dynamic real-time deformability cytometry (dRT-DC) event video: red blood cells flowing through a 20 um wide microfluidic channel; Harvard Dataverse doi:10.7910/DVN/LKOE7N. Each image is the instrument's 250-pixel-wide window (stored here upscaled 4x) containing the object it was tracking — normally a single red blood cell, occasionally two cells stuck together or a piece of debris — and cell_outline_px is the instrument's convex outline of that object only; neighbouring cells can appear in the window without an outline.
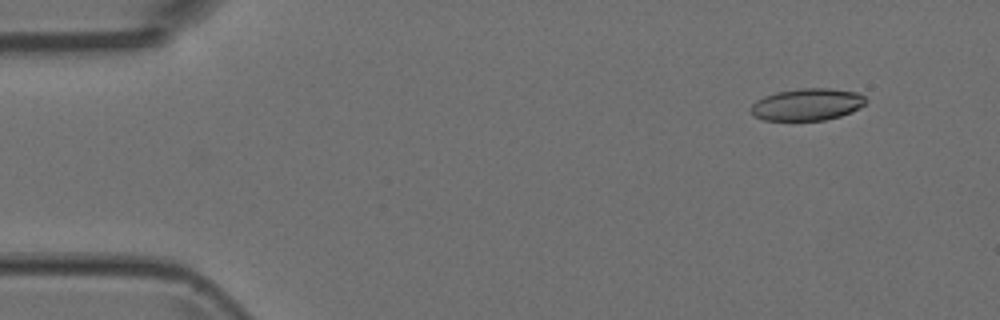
{"species": "Egyptian fruit bat (a non-hibernating species)", "species_latin": "Rousettus aegyptiacus", "temperature_condition": "room temperature", "stored_images_in_passage": 5, "camera_frame_rate_fps": 3000, "um_per_image_px": 0.085, "animal": {"sex": "female"}, "frame": {"image": 1, "passage_image": 2, "time_ms": 0.333, "image_size_px": [1000, 320], "cell_outline_px": [[868, 100], [860, 108], [852, 112], [840, 116], [824, 120], [764, 120], [756, 116], [748, 108], [756, 100], [764, 96], [776, 92], [800, 88], [832, 88], [856, 92], [864, 96]], "centroid_in_image_um": [68.62, 8.87], "position_along_channel_um": 16.4, "area_um2": 21.56}}
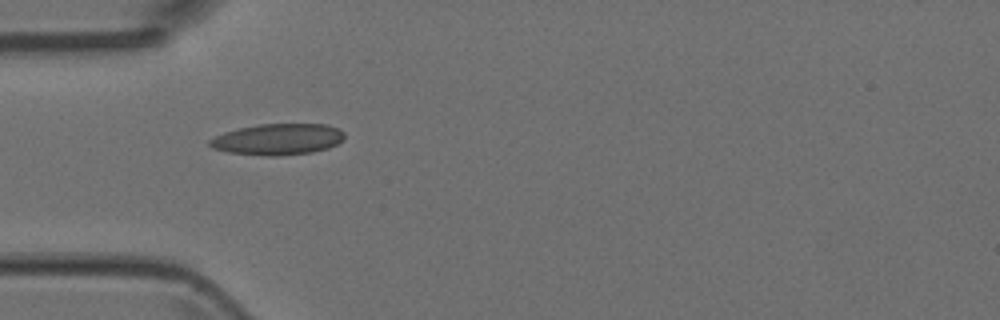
{"frame": {"image": 2, "passage_image": 5, "time_ms": 1.333, "image_size_px": [1000, 320], "cell_outline_px": [[344, 140], [328, 148], [312, 152], [276, 156], [268, 156], [228, 152], [212, 148], [208, 144], [208, 140], [224, 132], [240, 128], [260, 124], [328, 124], [340, 128], [344, 132]], "centroid_in_image_um": [23.64, 11.83], "position_along_channel_um": 61.4, "area_um2": 24.57}}